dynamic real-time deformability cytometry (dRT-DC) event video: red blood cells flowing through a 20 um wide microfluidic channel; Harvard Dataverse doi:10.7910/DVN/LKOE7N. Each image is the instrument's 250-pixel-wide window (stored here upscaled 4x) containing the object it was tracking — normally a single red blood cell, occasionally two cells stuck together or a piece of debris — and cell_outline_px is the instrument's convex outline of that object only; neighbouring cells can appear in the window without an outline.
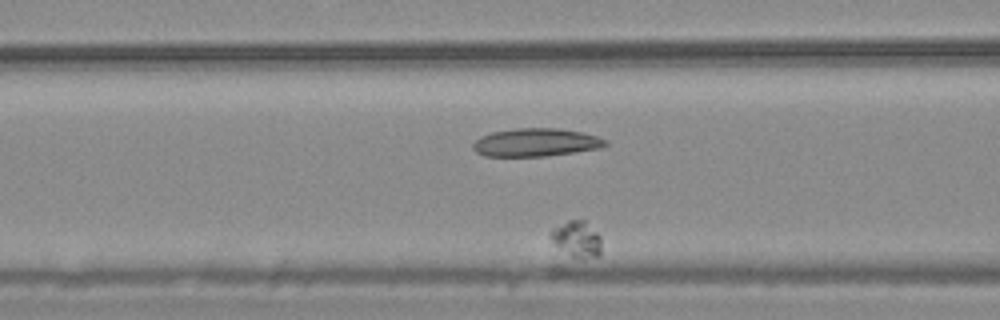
{"species": "common noctule bat (a hibernating species)", "species_latin": "Nyctalus noctula", "temperature_condition": "warm", "stored_images_in_passage": 50, "camera_frame_rate_fps": 3000, "um_per_image_px": 0.085, "animal": {"sex": "male", "body_mass_g": 20.4}, "frame": {"image": 1, "passage_image": 22, "time_ms": 7.0, "image_size_px": [1000, 320], "cell_outline_px": [[600, 256], [572, 256], [556, 244], [552, 240], [552, 228], [568, 220], [584, 220], [600, 236]], "centroid_in_image_um": [49.05, 20.27], "position_along_channel_um": 117.6, "area_um2": 10.0}}
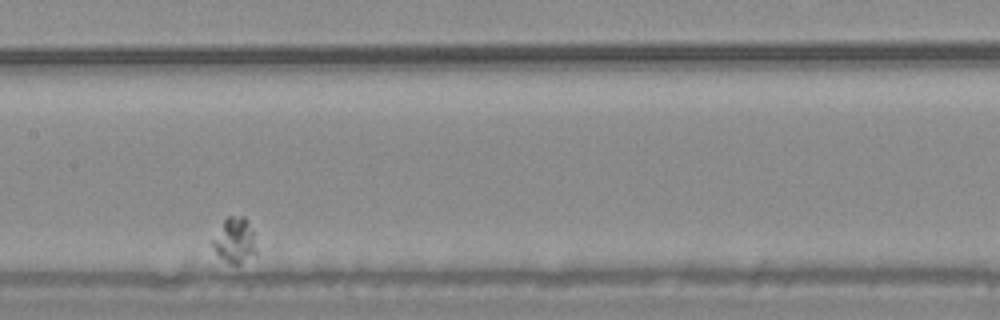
{"frame": {"image": 2, "passage_image": 30, "time_ms": 9.667, "image_size_px": [1000, 320], "cell_outline_px": [[256, 256], [240, 264], [232, 264], [224, 260], [216, 252], [212, 244], [212, 240], [224, 220], [228, 216], [244, 216], [248, 220], [252, 232], [256, 248]], "centroid_in_image_um": [19.97, 20.45], "position_along_channel_um": 187.4, "area_um2": 11.44}}
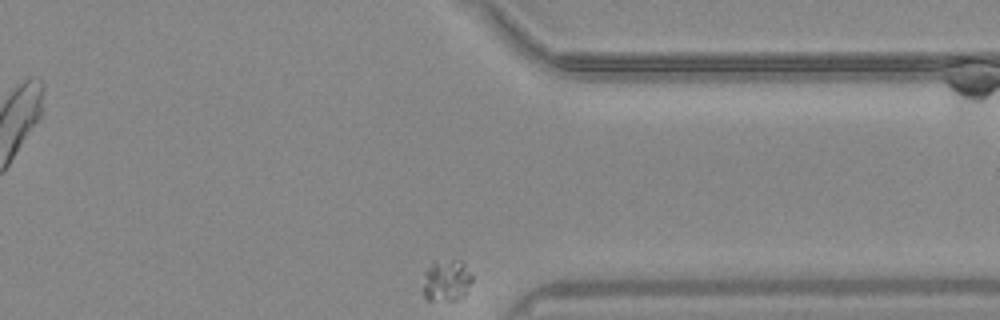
{"frame": {"image": 3, "passage_image": 50, "time_ms": 16.333, "image_size_px": [1000, 320], "cell_outline_px": [[472, 280], [464, 296], [456, 300], [424, 300], [424, 272], [432, 264], [452, 260], [460, 260], [464, 264], [472, 276]], "centroid_in_image_um": [37.96, 23.88], "position_along_channel_um": 373.4, "area_um2": 11.68}}